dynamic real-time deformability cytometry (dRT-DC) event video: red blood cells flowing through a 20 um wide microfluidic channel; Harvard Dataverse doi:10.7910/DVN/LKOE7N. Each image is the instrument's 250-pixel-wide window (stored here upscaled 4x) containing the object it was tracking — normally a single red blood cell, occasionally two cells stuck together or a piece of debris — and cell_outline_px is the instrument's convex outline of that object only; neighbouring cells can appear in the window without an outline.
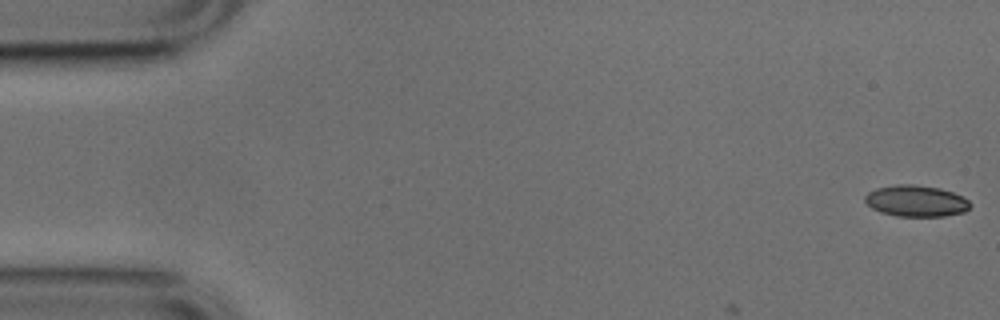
{"species": "common noctule bat (a hibernating species)", "species_latin": "Nyctalus noctula", "temperature_condition": "cold", "stored_images_in_passage": 3, "camera_frame_rate_fps": 3000, "um_per_image_px": 0.085, "animal": {"sex": "male", "body_mass_g": 17.9, "forearm_length_mm": 54.2}, "frame": {"image": 1, "passage_image": 1, "time_ms": 0.0, "image_size_px": [1000, 320], "cell_outline_px": [[972, 204], [964, 212], [944, 216], [896, 216], [880, 212], [872, 208], [864, 200], [864, 196], [868, 192], [876, 188], [896, 184], [912, 184], [940, 188], [952, 192], [968, 200]], "centroid_in_image_um": [77.84, 17.08], "position_along_channel_um": 7.2, "area_um2": 19.19}}